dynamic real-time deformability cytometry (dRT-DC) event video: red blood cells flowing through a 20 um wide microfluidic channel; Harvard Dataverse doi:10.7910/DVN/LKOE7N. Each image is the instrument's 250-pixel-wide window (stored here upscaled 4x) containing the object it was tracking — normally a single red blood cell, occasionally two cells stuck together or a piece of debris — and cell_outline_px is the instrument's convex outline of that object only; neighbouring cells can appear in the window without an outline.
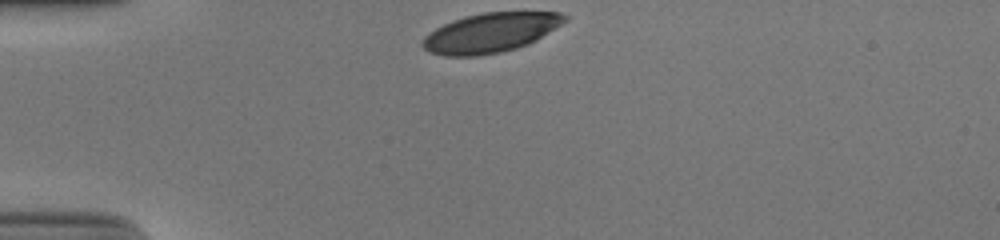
{"species": "human", "species_latin": "Homo sapiens", "temperature_condition": "cold", "stored_images_in_passage": 31, "camera_frame_rate_fps": 3000, "um_per_image_px": 0.085, "donor": {"sex": "male"}, "frame": {"image": 1, "passage_image": 1, "time_ms": 0.0, "image_size_px": [1000, 240], "cell_outline_px": [[568, 20], [536, 40], [528, 44], [516, 48], [500, 52], [476, 56], [444, 56], [428, 52], [420, 44], [420, 40], [428, 32], [452, 20], [464, 16], [484, 12], [560, 12], [568, 16]], "centroid_in_image_um": [41.66, 2.78], "position_along_channel_um": 43.3, "area_um2": 32.89}}
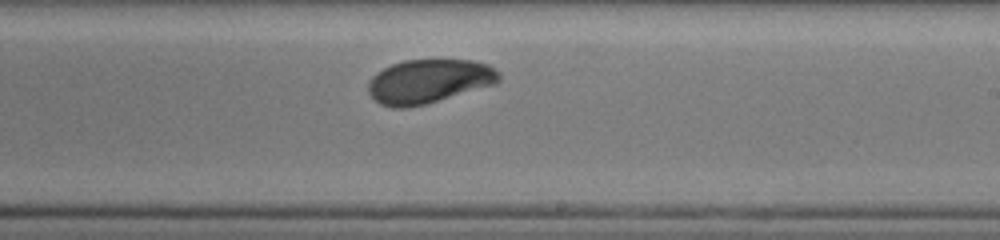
{"frame": {"image": 2, "passage_image": 20, "time_ms": 6.333, "image_size_px": [1000, 240], "cell_outline_px": [[500, 80], [496, 84], [424, 104], [408, 108], [392, 108], [380, 104], [368, 92], [368, 80], [376, 72], [392, 64], [404, 60], [472, 60], [488, 64], [500, 72]], "centroid_in_image_um": [36.44, 6.9], "position_along_channel_um": 252.6, "area_um2": 33.52}}
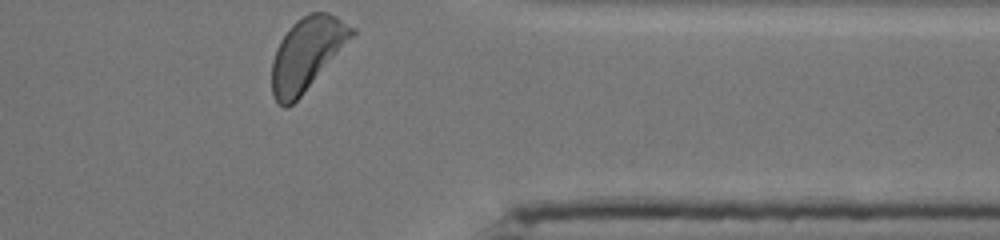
{"frame": {"image": 3, "passage_image": 31, "time_ms": 10.0, "image_size_px": [1000, 240], "cell_outline_px": [[356, 32], [300, 96], [288, 108], [284, 108], [276, 104], [272, 96], [272, 60], [276, 48], [280, 40], [292, 24], [296, 20], [308, 12], [328, 12], [336, 16], [356, 28]], "centroid_in_image_um": [26.04, 4.57], "position_along_channel_um": 385.4, "area_um2": 33.52}, "authors_computed_cell_mechanics": {"area_um2": 34.102, "velocity_mm_per_s": 3.8513, "shape_relaxation_time_tau1_ms": 2.6427, "shape_relaxation_time_tau2_ms": null, "deformation_change_tau1": 0.1295, "deformation_change_tau2": null}}